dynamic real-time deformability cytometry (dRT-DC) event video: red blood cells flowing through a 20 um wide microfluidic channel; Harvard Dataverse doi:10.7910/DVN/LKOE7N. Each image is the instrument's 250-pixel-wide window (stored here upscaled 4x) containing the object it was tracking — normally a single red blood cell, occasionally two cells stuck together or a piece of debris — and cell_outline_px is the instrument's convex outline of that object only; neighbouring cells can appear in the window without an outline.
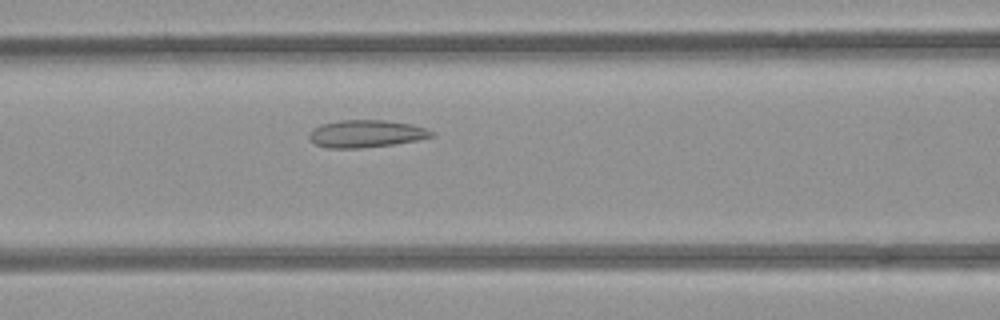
{"species": "common noctule bat (a hibernating species)", "species_latin": "Nyctalus noctula", "temperature_condition": "room temperature", "stored_images_in_passage": 49, "camera_frame_rate_fps": 3000, "um_per_image_px": 0.085, "animal": {"sex": "female", "body_mass_g": 21.9}, "frame": {"image": 1, "passage_image": 18, "time_ms": 5.667, "image_size_px": [1000, 320], "cell_outline_px": [[436, 136], [416, 140], [392, 144], [360, 148], [328, 148], [316, 144], [308, 136], [308, 132], [320, 124], [340, 120], [384, 120], [412, 124], [436, 132]], "centroid_in_image_um": [31.12, 11.36], "position_along_channel_um": 135.5, "area_um2": 19.54}}
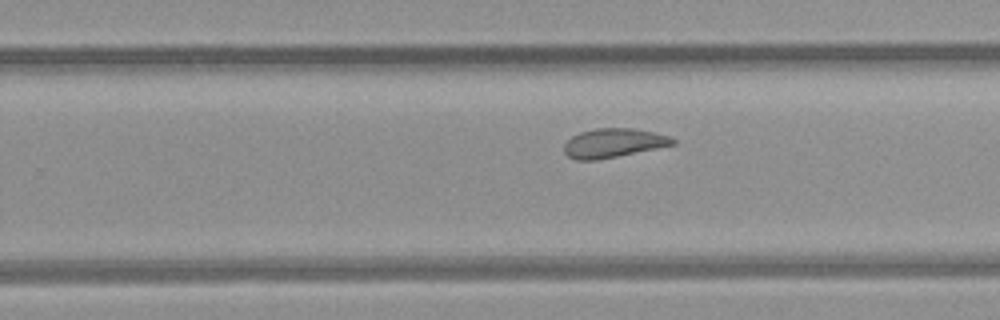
{"frame": {"image": 2, "passage_image": 29, "time_ms": 9.333, "image_size_px": [1000, 320], "cell_outline_px": [[676, 144], [596, 160], [576, 160], [568, 156], [564, 152], [564, 144], [572, 136], [580, 132], [596, 128], [632, 128], [652, 132], [668, 136], [676, 140]], "centroid_in_image_um": [52.11, 12.15], "position_along_channel_um": 277.7, "area_um2": 18.15}}
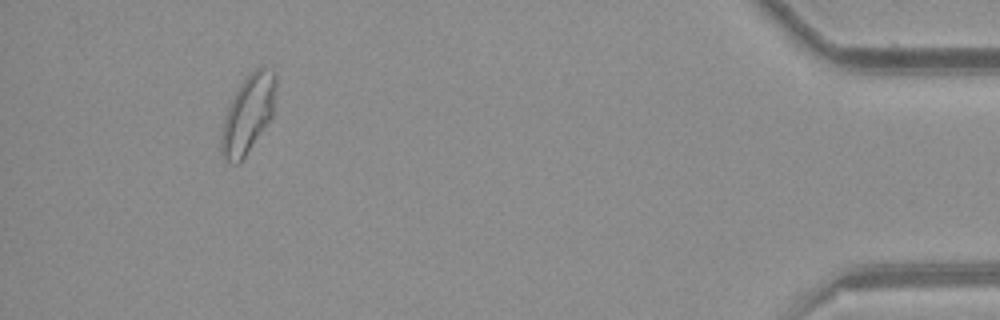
{"frame": {"image": 3, "passage_image": 45, "time_ms": 14.667, "image_size_px": [1000, 320], "cell_outline_px": [[276, 84], [272, 116], [244, 156], [236, 164], [232, 164], [224, 160], [220, 152], [220, 136], [224, 120], [232, 96], [240, 84], [260, 64], [264, 64], [272, 68], [276, 72]], "centroid_in_image_um": [21.08, 9.64], "position_along_channel_um": 414.1, "area_um2": 24.74}, "authors_computed_cell_mechanics": {"area_um2": 21.2126, "velocity_mm_per_s": 3.8841, "shape_relaxation_time_tau1_ms": null, "shape_relaxation_time_tau2_ms": 1.6054, "deformation_change_tau1": null, "deformation_change_tau2": 0.0672}}